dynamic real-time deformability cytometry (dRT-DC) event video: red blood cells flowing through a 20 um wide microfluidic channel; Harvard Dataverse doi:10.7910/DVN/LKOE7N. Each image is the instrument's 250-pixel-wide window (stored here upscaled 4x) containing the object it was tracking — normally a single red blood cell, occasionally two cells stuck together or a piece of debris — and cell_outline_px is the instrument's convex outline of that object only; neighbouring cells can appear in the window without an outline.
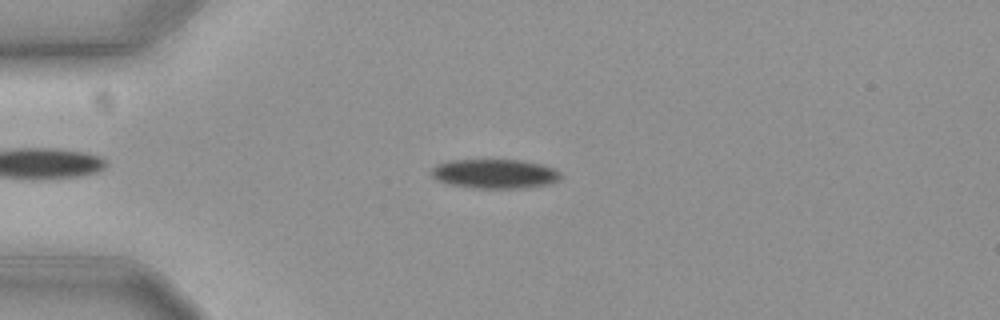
{"species": "common noctule bat (a hibernating species)", "species_latin": "Nyctalus noctula", "temperature_condition": "cold", "stored_images_in_passage": 45, "camera_frame_rate_fps": 3000, "um_per_image_px": 0.085, "animal": {"sex": "female", "body_mass_g": 19.3, "forearm_length_mm": 54.1}, "frame": {"image": 1, "passage_image": 7, "time_ms": 2.0, "image_size_px": [1000, 320], "cell_outline_px": [[560, 180], [552, 184], [524, 188], [476, 188], [448, 184], [436, 180], [432, 176], [432, 168], [436, 164], [448, 160], [524, 160], [544, 164], [560, 172]], "centroid_in_image_um": [42.08, 14.77], "position_along_channel_um": 42.9, "area_um2": 22.37}}
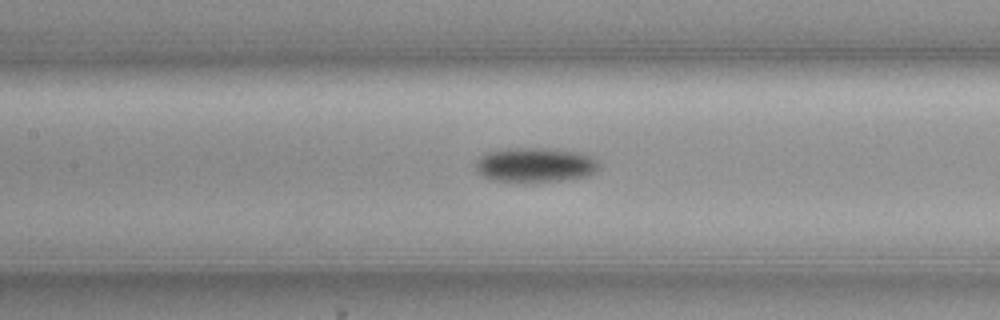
{"frame": {"image": 2, "passage_image": 19, "time_ms": 6.0, "image_size_px": [1000, 320], "cell_outline_px": [[600, 168], [596, 172], [588, 176], [564, 180], [492, 180], [484, 176], [476, 168], [476, 160], [480, 156], [488, 152], [520, 148], [544, 148], [580, 152], [592, 156], [600, 164]], "centroid_in_image_um": [45.57, 14.0], "position_along_channel_um": 161.8, "area_um2": 24.28}}
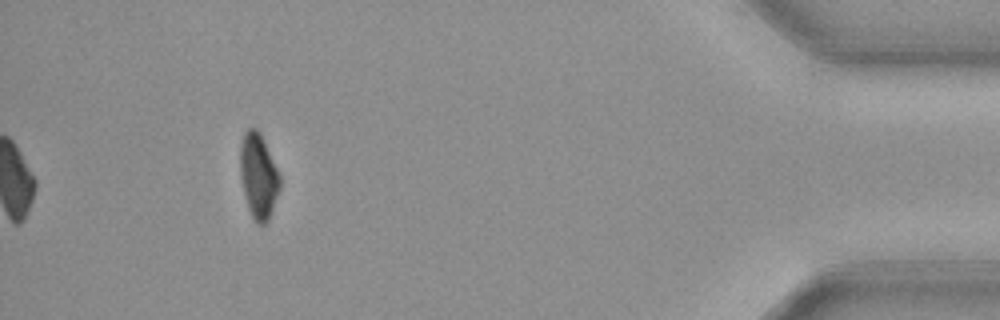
{"frame": {"image": 3, "passage_image": 45, "time_ms": 14.667, "image_size_px": [1000, 320], "cell_outline_px": [[280, 188], [268, 220], [264, 224], [260, 224], [252, 216], [248, 208], [240, 176], [240, 144], [244, 132], [248, 128], [256, 128], [260, 132], [280, 176]], "centroid_in_image_um": [21.95, 14.92], "position_along_channel_um": 413.2, "area_um2": 19.36}, "authors_computed_cell_mechanics": {"area_um2": 22.9466, "velocity_mm_per_s": 3.6481, "shape_relaxation_time_tau1_ms": 3.4102, "shape_relaxation_time_tau2_ms": null, "deformation_change_tau1": 0.0796, "deformation_change_tau2": null}}